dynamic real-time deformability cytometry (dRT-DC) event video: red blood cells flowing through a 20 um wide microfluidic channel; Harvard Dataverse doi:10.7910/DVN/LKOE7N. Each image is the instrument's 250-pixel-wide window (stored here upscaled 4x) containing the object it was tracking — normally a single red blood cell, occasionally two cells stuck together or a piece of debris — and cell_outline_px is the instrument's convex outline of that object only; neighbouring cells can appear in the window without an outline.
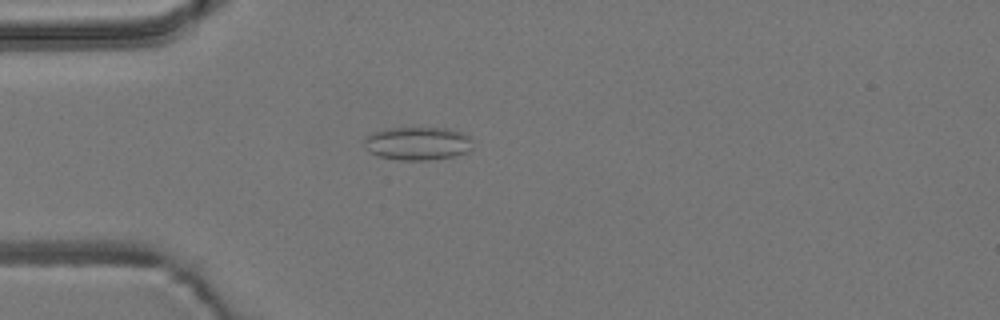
{"species": "common noctule bat (a hibernating species)", "species_latin": "Nyctalus noctula", "temperature_condition": "room temperature", "stored_images_in_passage": 2, "camera_frame_rate_fps": 3000, "um_per_image_px": 0.085, "animal": {"sex": "male", "body_mass_g": 19.2, "forearm_length_mm": 51.8}, "frame": {"image": 1, "passage_image": 1, "time_ms": 0.0, "image_size_px": [1000, 320], "cell_outline_px": [[472, 148], [468, 152], [452, 156], [428, 160], [400, 160], [380, 156], [368, 152], [364, 144], [364, 136], [372, 132], [388, 128], [448, 128], [460, 132], [468, 136]], "centroid_in_image_um": [35.45, 12.19], "position_along_channel_um": 49.6, "area_um2": 20.98}}